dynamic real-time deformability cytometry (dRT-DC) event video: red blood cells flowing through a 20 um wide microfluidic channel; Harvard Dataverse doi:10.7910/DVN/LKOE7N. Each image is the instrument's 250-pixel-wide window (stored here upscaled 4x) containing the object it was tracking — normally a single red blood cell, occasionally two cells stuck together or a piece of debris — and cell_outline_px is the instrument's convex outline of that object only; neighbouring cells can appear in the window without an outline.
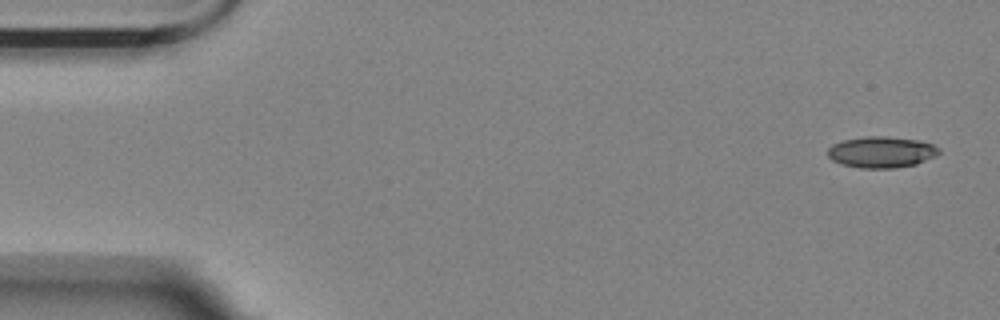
{"species": "Egyptian fruit bat (a non-hibernating species)", "species_latin": "Rousettus aegyptiacus", "temperature_condition": "room temperature", "stored_images_in_passage": 5, "camera_frame_rate_fps": 3000, "um_per_image_px": 0.085, "animal": {"sex": "female"}, "frame": {"image": 1, "passage_image": 1, "time_ms": 0.0, "image_size_px": [1000, 320], "cell_outline_px": [[940, 152], [936, 156], [916, 164], [892, 168], [860, 168], [840, 164], [832, 160], [828, 156], [828, 148], [832, 144], [844, 140], [864, 136], [888, 136], [920, 140], [932, 144], [940, 148]], "centroid_in_image_um": [74.92, 12.92], "position_along_channel_um": 10.1, "area_um2": 20.4}}
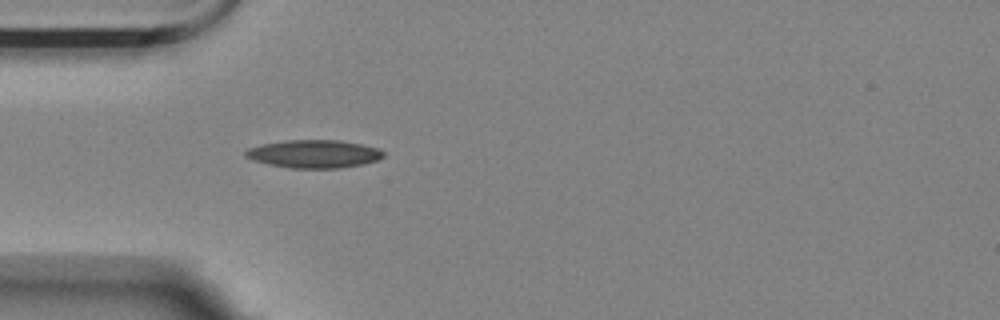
{"frame": {"image": 2, "passage_image": 5, "time_ms": 1.333, "image_size_px": [1000, 320], "cell_outline_px": [[384, 156], [376, 160], [364, 164], [340, 168], [288, 168], [268, 164], [244, 156], [244, 152], [248, 148], [260, 144], [288, 140], [340, 140], [380, 148], [384, 152]], "centroid_in_image_um": [26.69, 13.08], "position_along_channel_um": 58.3, "area_um2": 22.54}}